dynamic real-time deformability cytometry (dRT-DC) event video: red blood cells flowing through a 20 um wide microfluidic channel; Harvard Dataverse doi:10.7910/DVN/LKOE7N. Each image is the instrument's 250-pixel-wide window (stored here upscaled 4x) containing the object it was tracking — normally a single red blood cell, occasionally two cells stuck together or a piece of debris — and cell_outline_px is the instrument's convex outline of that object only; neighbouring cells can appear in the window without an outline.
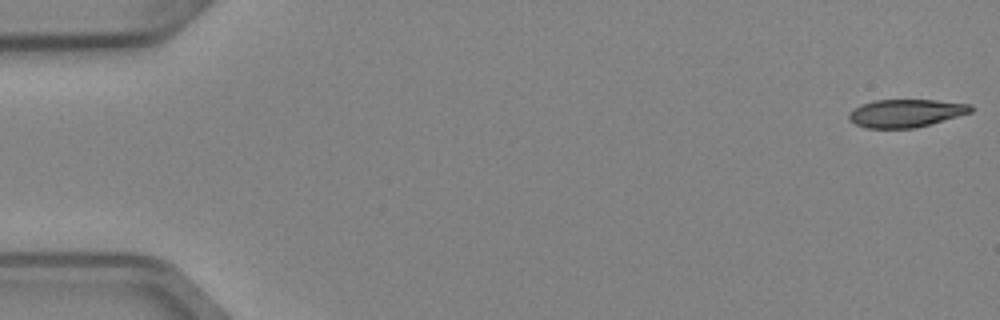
{"species": "Egyptian fruit bat (a non-hibernating species)", "species_latin": "Rousettus aegyptiacus", "temperature_condition": "cold", "stored_images_in_passage": 51, "camera_frame_rate_fps": 3000, "um_per_image_px": 0.085, "animal": {"sex": "female"}, "frame": {"image": 1, "passage_image": 1, "time_ms": 0.0, "image_size_px": [1000, 320], "cell_outline_px": [[972, 112], [916, 128], [868, 128], [856, 124], [848, 120], [848, 112], [852, 108], [860, 104], [872, 100], [936, 100], [972, 104]], "centroid_in_image_um": [76.95, 9.61], "position_along_channel_um": 8.0, "area_um2": 20.0}}
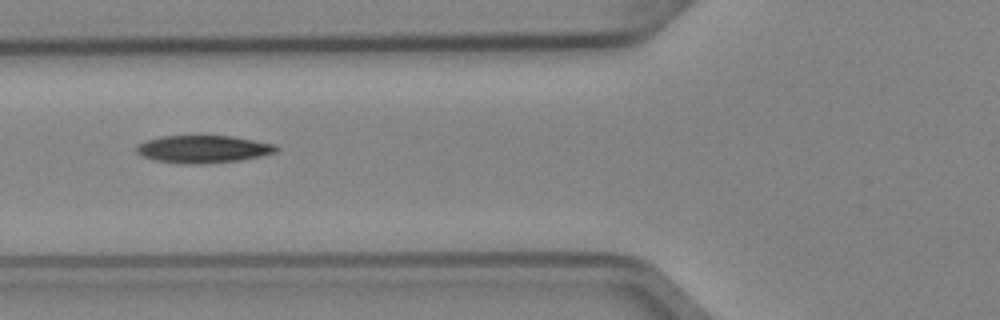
{"frame": {"image": 2, "passage_image": 20, "time_ms": 6.333, "image_size_px": [1000, 320], "cell_outline_px": [[280, 148], [276, 152], [260, 156], [240, 160], [200, 164], [180, 164], [156, 160], [144, 156], [136, 152], [136, 144], [160, 136], [232, 136], [276, 144]], "centroid_in_image_um": [17.28, 12.67], "position_along_channel_um": 108.5, "area_um2": 22.43}}
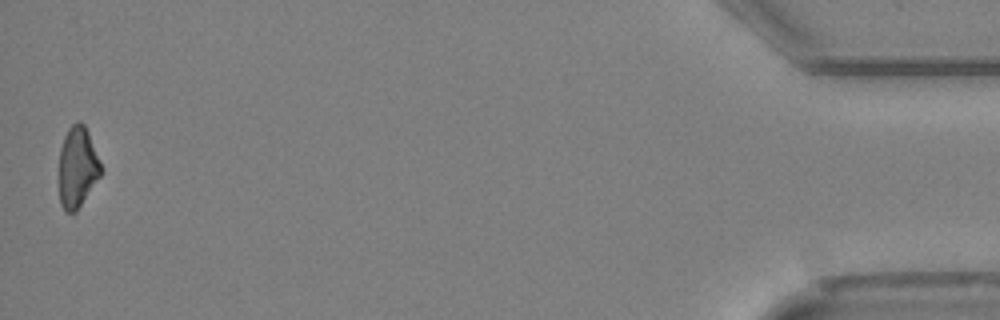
{"frame": {"image": 3, "passage_image": 51, "time_ms": 16.667, "image_size_px": [1000, 320], "cell_outline_px": [[100, 176], [76, 212], [64, 212], [60, 204], [60, 148], [64, 136], [68, 128], [76, 120], [80, 120], [84, 124], [88, 132], [100, 164]], "centroid_in_image_um": [6.56, 14.2], "position_along_channel_um": 428.6, "area_um2": 19.42}, "authors_computed_cell_mechanics": {"area_um2": 21.3282, "velocity_mm_per_s": 3.9868, "shape_relaxation_time_tau1_ms": 5.2344, "shape_relaxation_time_tau2_ms": null, "deformation_change_tau1": 0.1243, "deformation_change_tau2": null}}